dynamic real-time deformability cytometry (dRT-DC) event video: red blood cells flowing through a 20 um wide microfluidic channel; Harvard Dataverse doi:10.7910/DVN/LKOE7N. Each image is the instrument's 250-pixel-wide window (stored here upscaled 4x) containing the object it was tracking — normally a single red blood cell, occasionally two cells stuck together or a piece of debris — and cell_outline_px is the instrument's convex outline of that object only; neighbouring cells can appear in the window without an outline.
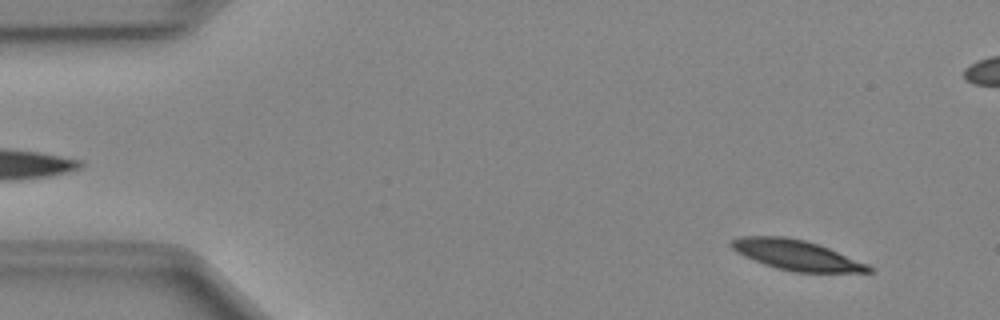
{"species": "Egyptian fruit bat (a non-hibernating species)", "species_latin": "Rousettus aegyptiacus", "temperature_condition": "cold", "stored_images_in_passage": 51, "camera_frame_rate_fps": 3000, "um_per_image_px": 0.085, "animal": {"sex": "female"}, "frame": {"image": 1, "passage_image": 4, "time_ms": 1.0, "image_size_px": [1000, 320], "cell_outline_px": [[872, 272], [792, 272], [776, 268], [764, 264], [744, 256], [736, 252], [728, 244], [732, 240], [740, 236], [784, 236], [804, 240], [828, 248], [868, 264], [872, 268]], "centroid_in_image_um": [67.65, 21.68], "position_along_channel_um": 17.4, "area_um2": 23.93}}
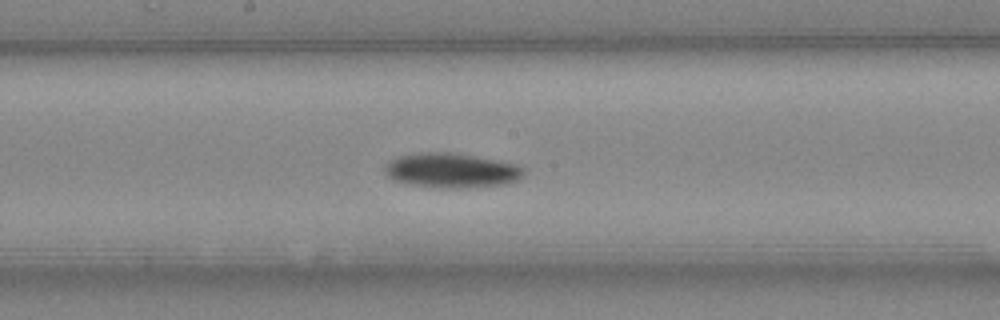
{"frame": {"image": 2, "passage_image": 26, "time_ms": 8.333, "image_size_px": [1000, 320], "cell_outline_px": [[524, 176], [520, 180], [504, 184], [460, 188], [440, 188], [412, 184], [392, 180], [384, 172], [384, 168], [392, 160], [400, 156], [420, 152], [452, 152], [516, 164], [524, 168]], "centroid_in_image_um": [38.4, 14.49], "position_along_channel_um": 209.8, "area_um2": 27.92}}
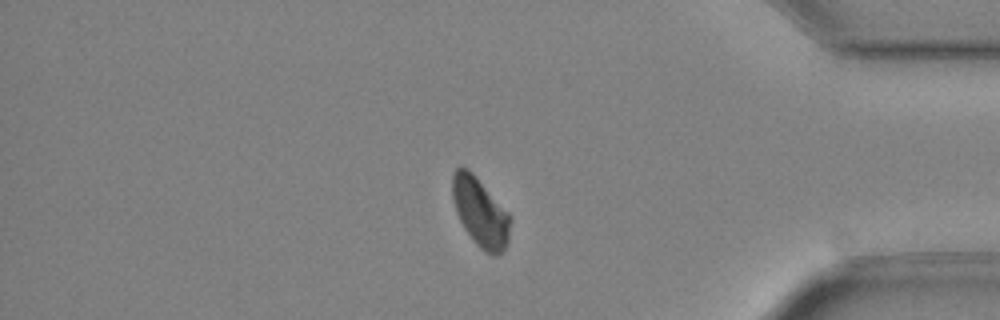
{"frame": {"image": 3, "passage_image": 42, "time_ms": 13.667, "image_size_px": [1000, 320], "cell_outline_px": [[512, 220], [508, 244], [496, 256], [492, 256], [484, 252], [476, 244], [464, 228], [456, 212], [452, 196], [452, 172], [460, 164], [468, 168], [472, 172], [512, 216]], "centroid_in_image_um": [40.83, 18.03], "position_along_channel_um": 394.4, "area_um2": 23.58}, "authors_computed_cell_mechanics": {"area_um2": 25.0274, "velocity_mm_per_s": 3.9753, "shape_relaxation_time_tau1_ms": 2.6548, "shape_relaxation_time_tau2_ms": null, "deformation_change_tau1": 0.0824, "deformation_change_tau2": null}}